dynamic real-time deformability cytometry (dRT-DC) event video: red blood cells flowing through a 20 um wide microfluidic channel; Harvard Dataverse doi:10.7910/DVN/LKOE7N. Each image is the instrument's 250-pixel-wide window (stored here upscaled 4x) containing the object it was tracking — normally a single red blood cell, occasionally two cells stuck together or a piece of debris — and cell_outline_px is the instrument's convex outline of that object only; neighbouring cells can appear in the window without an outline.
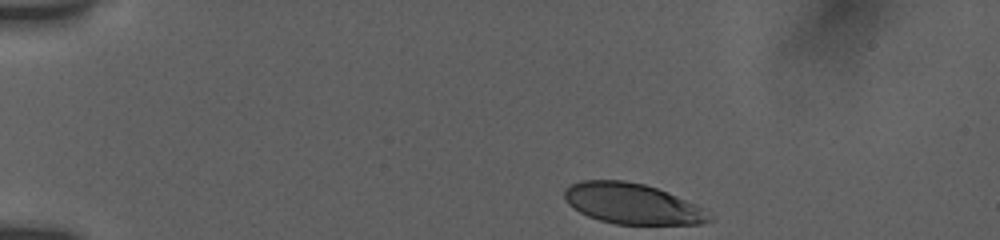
{"species": "human", "species_latin": "Homo sapiens", "temperature_condition": "room temperature", "stored_images_in_passage": 39, "camera_frame_rate_fps": 3000, "um_per_image_px": 0.085, "donor": {"sex": "female"}, "frame": {"image": 1, "passage_image": 1, "time_ms": 0.0, "image_size_px": [1000, 240], "cell_outline_px": [[712, 220], [700, 224], [616, 224], [600, 220], [588, 216], [572, 208], [564, 200], [564, 188], [580, 180], [624, 180], [644, 184], [668, 192], [696, 204], [712, 216]], "centroid_in_image_um": [53.71, 17.31], "position_along_channel_um": 31.3, "area_um2": 34.33}}
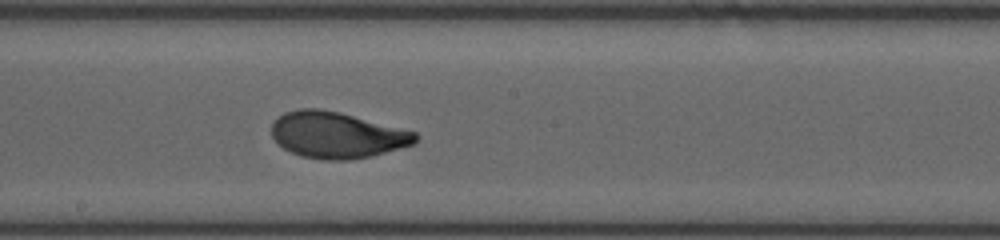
{"frame": {"image": 2, "passage_image": 22, "time_ms": 7.0, "image_size_px": [1000, 240], "cell_outline_px": [[420, 136], [416, 144], [368, 156], [348, 160], [324, 160], [300, 156], [284, 148], [272, 136], [272, 120], [284, 112], [300, 108], [320, 108], [340, 112], [416, 132]], "centroid_in_image_um": [28.63, 11.46], "position_along_channel_um": 219.6, "area_um2": 38.78}}
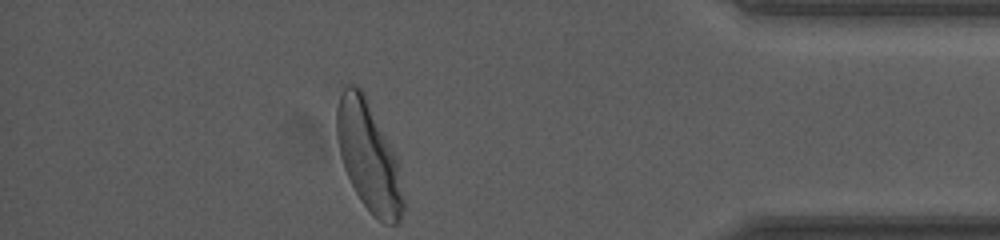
{"frame": {"image": 3, "passage_image": 39, "time_ms": 12.667, "image_size_px": [1000, 240], "cell_outline_px": [[404, 208], [400, 220], [396, 224], [384, 224], [372, 216], [360, 200], [344, 168], [340, 156], [336, 136], [336, 108], [344, 84], [356, 84], [364, 92], [396, 156], [404, 200]], "centroid_in_image_um": [31.31, 13.3], "position_along_channel_um": 403.9, "area_um2": 42.43}, "authors_computed_cell_mechanics": {"area_um2": 38.2058, "velocity_mm_per_s": 3.8209, "shape_relaxation_time_tau1_ms": 3.3845, "shape_relaxation_time_tau2_ms": 0.8052, "deformation_change_tau1": 0.1895, "deformation_change_tau2": 0.063}}